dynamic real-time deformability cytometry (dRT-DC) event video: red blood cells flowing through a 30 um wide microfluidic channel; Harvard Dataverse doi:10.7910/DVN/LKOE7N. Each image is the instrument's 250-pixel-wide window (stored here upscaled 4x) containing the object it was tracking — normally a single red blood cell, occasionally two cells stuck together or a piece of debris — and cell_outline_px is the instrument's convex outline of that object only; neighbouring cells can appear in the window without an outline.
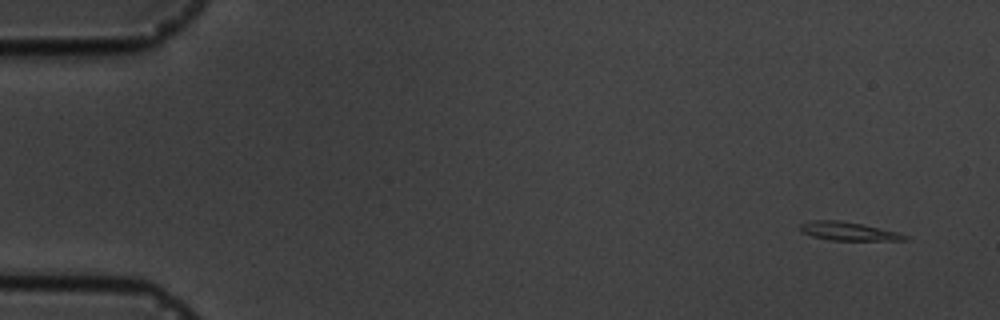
{"species": "common noctule bat (a hibernating species)", "species_latin": "Nyctalus noctula", "temperature_condition": "cold", "stored_images_in_passage": 6, "segment_of_instrument_passage": [2, 2], "camera_frame_rate_fps": 3000, "um_per_image_px": 0.085, "animal": {"sex": "male", "body_mass_g": 19.5, "forearm_length_mm": 54.6}, "frame": {"image": 1, "passage_image": 6, "time_ms": 6.333, "image_size_px": [1000, 320], "cell_outline_px": [[908, 240], [828, 240], [812, 236], [800, 232], [800, 224], [812, 220], [840, 220], [900, 232], [908, 236]], "centroid_in_image_um": [72.09, 19.65], "position_along_channel_um": 12.9, "area_um2": 11.27}}